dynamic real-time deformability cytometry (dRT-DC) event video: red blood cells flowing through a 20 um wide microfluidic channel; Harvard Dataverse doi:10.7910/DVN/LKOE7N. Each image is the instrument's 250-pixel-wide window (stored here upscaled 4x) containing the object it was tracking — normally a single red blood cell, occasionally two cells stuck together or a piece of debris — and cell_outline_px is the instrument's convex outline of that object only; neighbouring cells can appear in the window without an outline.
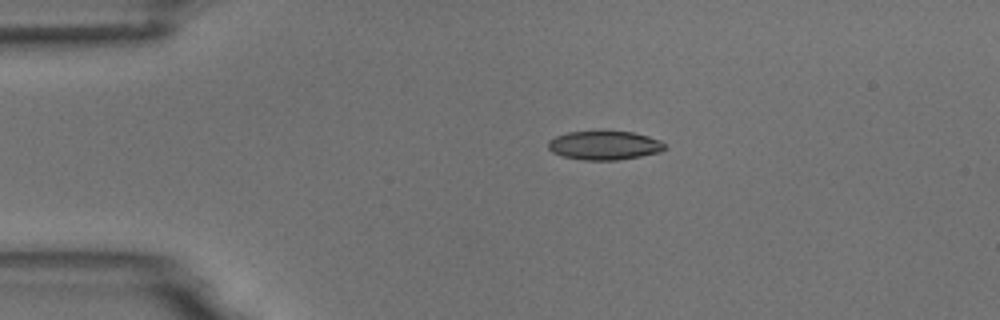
{"species": "common noctule bat (a hibernating species)", "species_latin": "Nyctalus noctula", "temperature_condition": "room temperature", "stored_images_in_passage": 2, "camera_frame_rate_fps": 3000, "um_per_image_px": 0.085, "animal": {"sex": "male", "body_mass_g": 18.8}, "frame": {"image": 1, "passage_image": 1, "time_ms": 0.0, "image_size_px": [1000, 320], "cell_outline_px": [[664, 148], [660, 152], [640, 156], [616, 160], [584, 160], [560, 156], [552, 152], [548, 148], [548, 140], [556, 136], [568, 132], [632, 132], [648, 136], [660, 140], [664, 144]], "centroid_in_image_um": [51.33, 12.37], "position_along_channel_um": 33.7, "area_um2": 19.42}}